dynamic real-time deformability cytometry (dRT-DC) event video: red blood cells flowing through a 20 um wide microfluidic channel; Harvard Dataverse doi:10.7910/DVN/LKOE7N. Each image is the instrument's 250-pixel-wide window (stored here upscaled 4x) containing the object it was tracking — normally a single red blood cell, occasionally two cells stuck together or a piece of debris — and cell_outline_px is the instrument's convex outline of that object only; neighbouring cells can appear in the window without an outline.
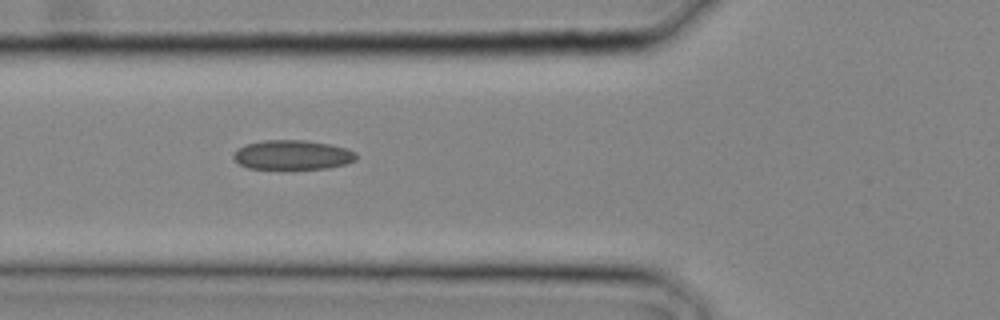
{"species": "common noctule bat (a hibernating species)", "species_latin": "Nyctalus noctula", "temperature_condition": "cold", "stored_images_in_passage": 18, "camera_frame_rate_fps": 3000, "um_per_image_px": 0.085, "animal": {"sex": "male", "body_mass_g": 20.4}, "frame": {"image": 1, "passage_image": 11, "time_ms": 3.333, "image_size_px": [1000, 320], "cell_outline_px": [[356, 160], [344, 164], [328, 168], [248, 168], [232, 160], [232, 152], [236, 148], [244, 144], [264, 140], [304, 140], [328, 144], [348, 148], [356, 152]], "centroid_in_image_um": [24.8, 13.15], "position_along_channel_um": 101.0, "area_um2": 21.15}}
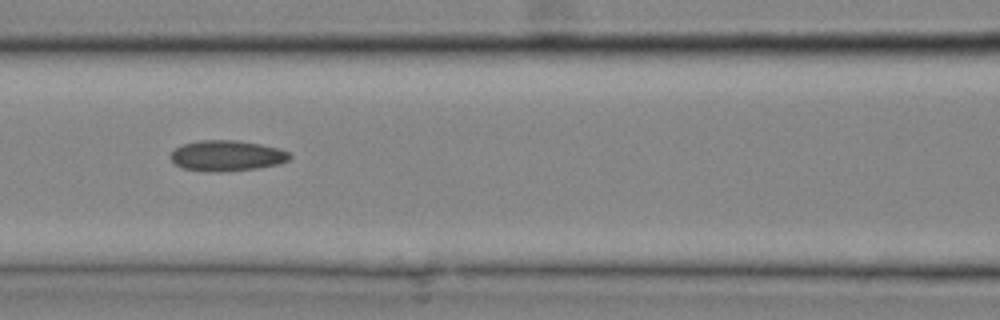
{"frame": {"image": 2, "passage_image": 13, "time_ms": 4.0, "image_size_px": [1000, 320], "cell_outline_px": [[292, 156], [288, 160], [280, 164], [256, 168], [184, 168], [176, 164], [168, 156], [176, 148], [184, 144], [200, 140], [236, 140], [260, 144], [280, 148], [288, 152]], "centroid_in_image_um": [19.34, 13.16], "position_along_channel_um": 147.3, "area_um2": 20.06}}